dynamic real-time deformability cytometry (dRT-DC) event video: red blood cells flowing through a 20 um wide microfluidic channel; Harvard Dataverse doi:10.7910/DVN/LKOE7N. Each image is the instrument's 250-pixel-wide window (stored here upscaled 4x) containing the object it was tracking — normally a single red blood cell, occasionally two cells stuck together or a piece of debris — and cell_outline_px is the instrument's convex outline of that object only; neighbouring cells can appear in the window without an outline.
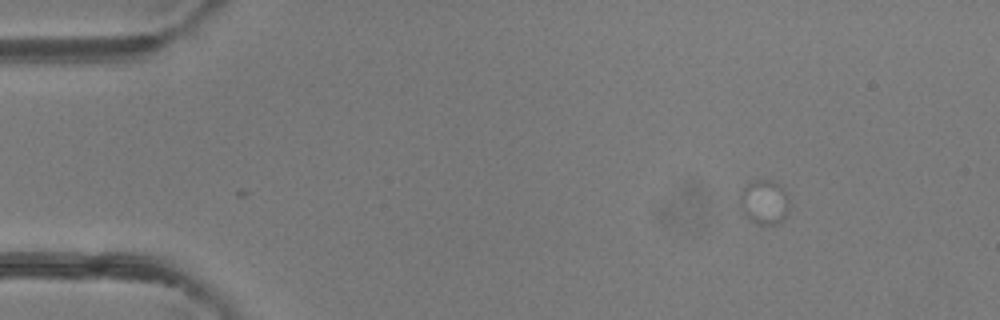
{"species": "common noctule bat (a hibernating species)", "species_latin": "Nyctalus noctula", "temperature_condition": "room temperature", "stored_images_in_passage": 3, "camera_frame_rate_fps": 3000, "um_per_image_px": 0.085, "animal": {"sex": "female"}, "frame": {"image": 1, "passage_image": 1, "time_ms": 0.0, "image_size_px": [1000, 320], "cell_outline_px": [[788, 212], [784, 220], [776, 224], [756, 224], [744, 216], [740, 208], [740, 196], [744, 188], [752, 180], [772, 180], [788, 196]], "centroid_in_image_um": [64.94, 17.21], "position_along_channel_um": 20.1, "area_um2": 12.72}}